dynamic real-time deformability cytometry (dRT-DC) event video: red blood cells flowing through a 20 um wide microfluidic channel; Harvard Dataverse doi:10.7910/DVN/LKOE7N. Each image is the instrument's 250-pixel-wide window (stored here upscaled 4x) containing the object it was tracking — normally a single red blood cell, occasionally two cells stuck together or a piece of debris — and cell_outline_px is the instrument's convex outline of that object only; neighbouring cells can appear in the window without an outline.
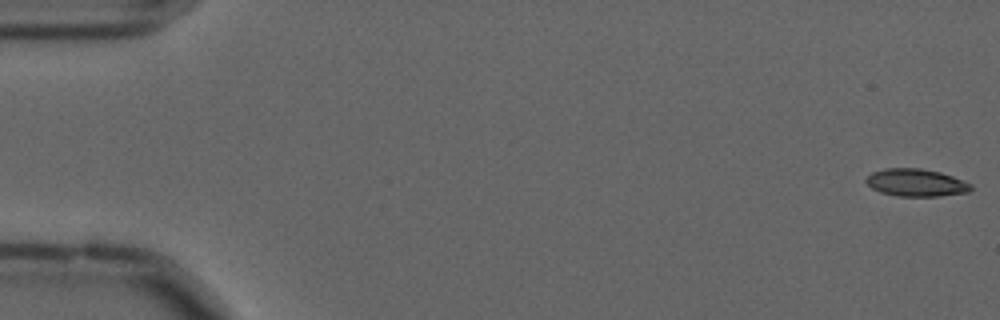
{"species": "common noctule bat (a hibernating species)", "species_latin": "Nyctalus noctula", "temperature_condition": "cold", "stored_images_in_passage": 57, "camera_frame_rate_fps": 3000, "um_per_image_px": 0.085, "animal": {"sex": "male", "forearm_length_mm": 52.5}, "frame": {"image": 1, "passage_image": 1, "time_ms": 0.0, "image_size_px": [1000, 320], "cell_outline_px": [[972, 188], [968, 192], [940, 196], [896, 196], [880, 192], [872, 188], [864, 180], [872, 172], [884, 168], [920, 168], [940, 172], [952, 176], [972, 184]], "centroid_in_image_um": [77.85, 15.52], "position_along_channel_um": 7.1, "area_um2": 16.82}}
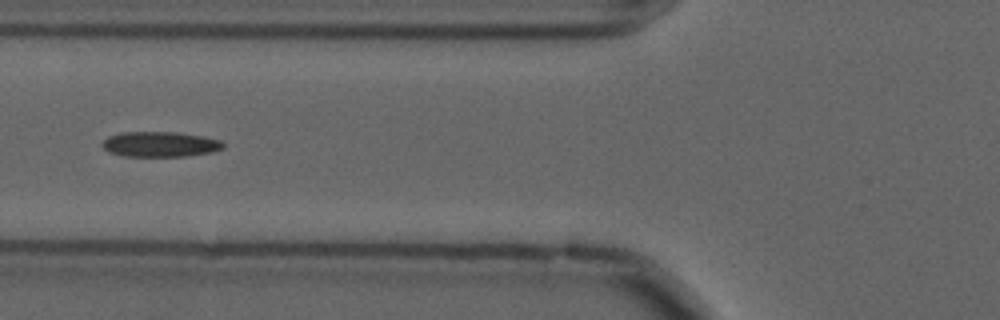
{"frame": {"image": 2, "passage_image": 22, "time_ms": 7.0, "image_size_px": [1000, 320], "cell_outline_px": [[224, 148], [212, 152], [188, 156], [124, 156], [108, 152], [100, 144], [108, 136], [120, 132], [176, 132], [204, 136], [220, 140], [224, 144]], "centroid_in_image_um": [13.6, 12.26], "position_along_channel_um": 112.2, "area_um2": 17.92}}
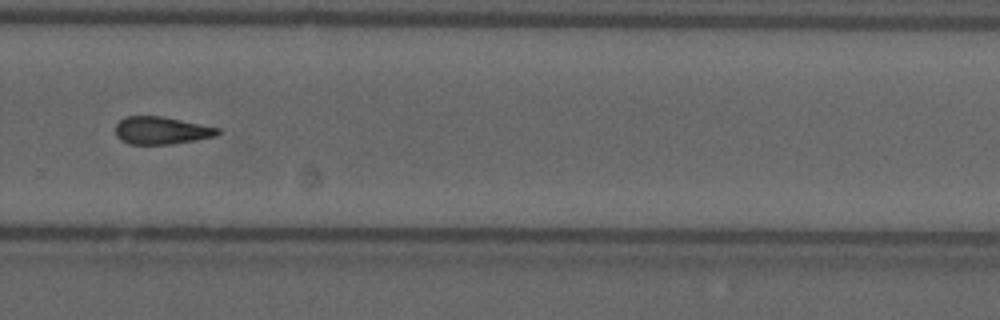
{"frame": {"image": 3, "passage_image": 39, "time_ms": 12.667, "image_size_px": [1000, 320], "cell_outline_px": [[220, 132], [216, 136], [196, 140], [172, 144], [128, 144], [120, 140], [116, 136], [116, 124], [124, 116], [160, 116], [220, 128]], "centroid_in_image_um": [13.69, 11.1], "position_along_channel_um": 316.1, "area_um2": 16.42}}